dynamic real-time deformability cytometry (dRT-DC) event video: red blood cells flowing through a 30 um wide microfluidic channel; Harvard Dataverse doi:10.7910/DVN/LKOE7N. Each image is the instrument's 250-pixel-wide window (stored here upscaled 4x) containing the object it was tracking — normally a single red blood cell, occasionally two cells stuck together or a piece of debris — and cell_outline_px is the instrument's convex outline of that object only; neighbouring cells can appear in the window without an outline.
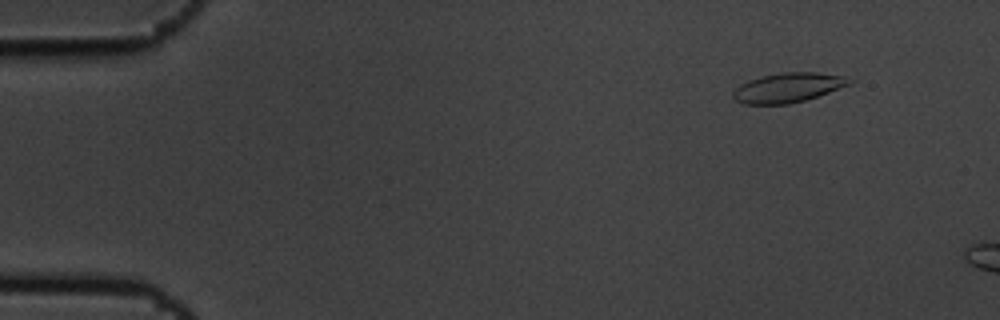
{"species": "common noctule bat (a hibernating species)", "species_latin": "Nyctalus noctula", "temperature_condition": "cold", "stored_images_in_passage": 4, "camera_frame_rate_fps": 3000, "um_per_image_px": 0.085, "animal": {"sex": "male", "body_mass_g": 19.5, "forearm_length_mm": 54.6}, "frame": {"image": 1, "passage_image": 1, "time_ms": 0.0, "image_size_px": [1000, 320], "cell_outline_px": [[856, 80], [852, 84], [804, 100], [788, 104], [744, 104], [736, 100], [732, 96], [732, 92], [740, 84], [748, 80], [780, 72], [816, 72], [844, 76]], "centroid_in_image_um": [67.0, 7.44], "position_along_channel_um": 18.0, "area_um2": 20.0}}